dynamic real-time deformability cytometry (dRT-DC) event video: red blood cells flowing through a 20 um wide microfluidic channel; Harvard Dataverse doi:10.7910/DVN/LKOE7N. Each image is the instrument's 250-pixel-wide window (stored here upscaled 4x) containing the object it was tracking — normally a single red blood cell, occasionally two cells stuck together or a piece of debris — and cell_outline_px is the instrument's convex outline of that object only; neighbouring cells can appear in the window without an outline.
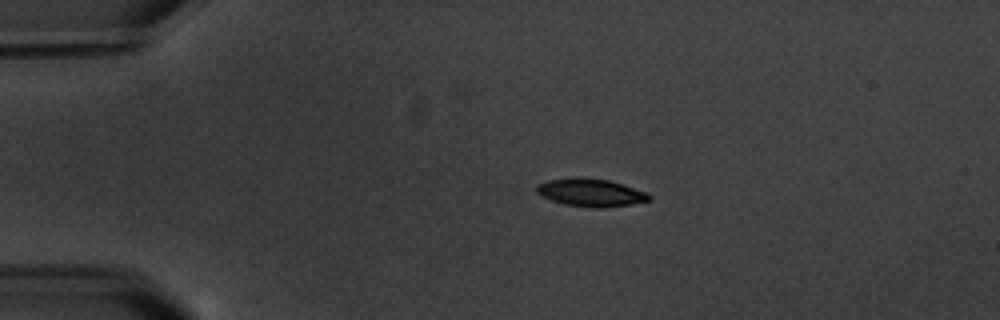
{"species": "common noctule bat (a hibernating species)", "species_latin": "Nyctalus noctula", "temperature_condition": "warm", "stored_images_in_passage": 4, "camera_frame_rate_fps": 3000, "um_per_image_px": 0.085, "animal": {"sex": "male", "body_mass_g": 20.1, "forearm_length_mm": 53.5}, "frame": {"image": 1, "passage_image": 3, "time_ms": 2.333, "image_size_px": [1000, 320], "cell_outline_px": [[652, 196], [648, 200], [628, 204], [600, 208], [592, 208], [564, 204], [540, 196], [536, 192], [536, 184], [548, 180], [608, 180], [648, 192]], "centroid_in_image_um": [50.21, 16.41], "position_along_channel_um": 34.8, "area_um2": 17.4}}